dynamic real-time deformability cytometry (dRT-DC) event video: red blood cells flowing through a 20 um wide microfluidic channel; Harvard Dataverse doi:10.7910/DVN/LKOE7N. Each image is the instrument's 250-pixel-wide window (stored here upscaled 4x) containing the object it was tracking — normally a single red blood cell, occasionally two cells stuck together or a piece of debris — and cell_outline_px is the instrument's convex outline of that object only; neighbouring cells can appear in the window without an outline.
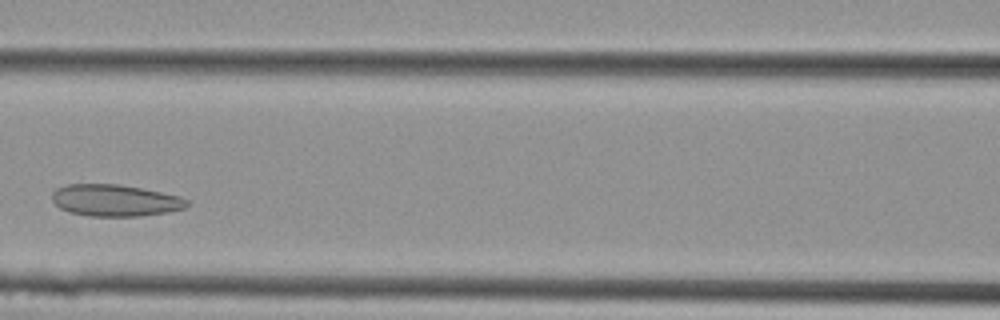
{"species": "Egyptian fruit bat (a non-hibernating species)", "species_latin": "Rousettus aegyptiacus", "temperature_condition": "cold", "stored_images_in_passage": 8, "camera_frame_rate_fps": 3000, "um_per_image_px": 0.085, "animal": {"sex": "female"}, "frame": {"image": 1, "passage_image": 7, "time_ms": 2.0, "image_size_px": [1000, 320], "cell_outline_px": [[188, 204], [184, 208], [168, 212], [140, 216], [88, 216], [68, 212], [60, 208], [52, 200], [52, 192], [56, 188], [68, 184], [120, 184], [180, 196], [188, 200]], "centroid_in_image_um": [9.75, 17.03], "position_along_channel_um": 156.8, "area_um2": 24.97}}